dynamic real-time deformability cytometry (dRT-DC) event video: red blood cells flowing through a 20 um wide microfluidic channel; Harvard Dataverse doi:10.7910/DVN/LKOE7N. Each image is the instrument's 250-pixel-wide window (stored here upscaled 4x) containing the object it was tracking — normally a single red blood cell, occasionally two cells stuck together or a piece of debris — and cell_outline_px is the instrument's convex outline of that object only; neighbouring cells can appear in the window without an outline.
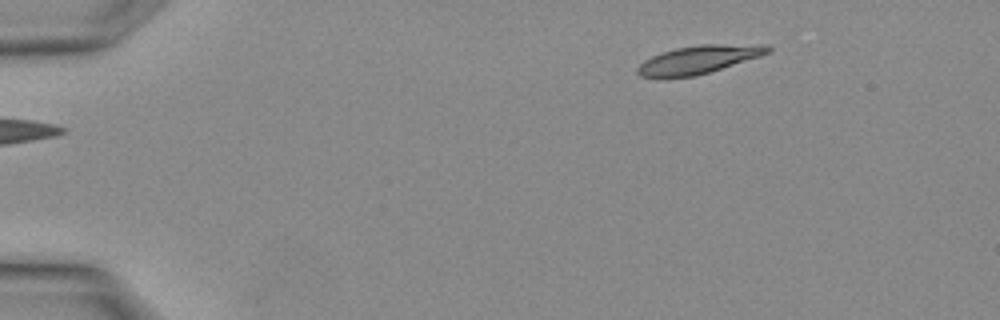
{"species": "Egyptian fruit bat (a non-hibernating species)", "species_latin": "Rousettus aegyptiacus", "temperature_condition": "warm", "stored_images_in_passage": 2, "camera_frame_rate_fps": 3000, "um_per_image_px": 0.085, "animal": {"sex": "female"}, "frame": {"image": 1, "passage_image": 1, "time_ms": 0.0, "image_size_px": [1000, 320], "cell_outline_px": [[772, 52], [760, 56], [696, 76], [668, 80], [656, 80], [640, 76], [636, 72], [636, 68], [644, 60], [652, 56], [676, 48], [700, 44], [768, 44], [772, 48]], "centroid_in_image_um": [59.33, 5.1], "position_along_channel_um": 25.7, "area_um2": 22.08}}